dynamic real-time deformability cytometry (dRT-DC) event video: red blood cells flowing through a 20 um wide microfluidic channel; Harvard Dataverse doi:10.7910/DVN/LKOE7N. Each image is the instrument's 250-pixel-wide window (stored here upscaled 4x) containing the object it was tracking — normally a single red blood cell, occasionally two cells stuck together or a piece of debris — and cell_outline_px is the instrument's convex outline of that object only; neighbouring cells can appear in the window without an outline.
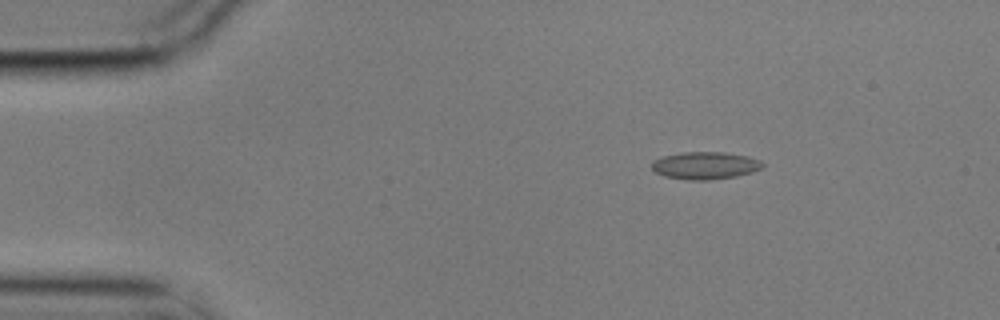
{"species": "common noctule bat (a hibernating species)", "species_latin": "Nyctalus noctula", "temperature_condition": "cold", "stored_images_in_passage": 56, "camera_frame_rate_fps": 3000, "um_per_image_px": 0.085, "animal": {"sex": "male", "body_mass_g": 17.9}, "frame": {"image": 1, "passage_image": 9, "time_ms": 2.667, "image_size_px": [1000, 320], "cell_outline_px": [[764, 164], [760, 168], [752, 172], [736, 176], [708, 180], [688, 180], [664, 176], [656, 172], [652, 168], [652, 160], [664, 156], [684, 152], [724, 152], [748, 156], [760, 160]], "centroid_in_image_um": [59.93, 14.06], "position_along_channel_um": 25.1, "area_um2": 17.63}}
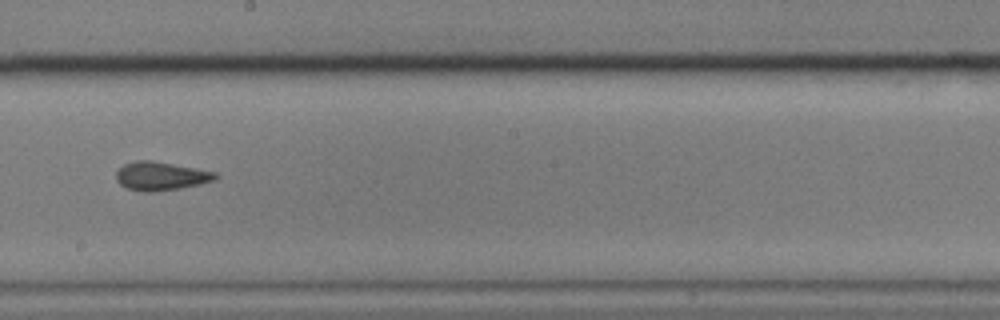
{"frame": {"image": 2, "passage_image": 32, "time_ms": 10.333, "image_size_px": [1000, 320], "cell_outline_px": [[220, 176], [216, 180], [200, 184], [180, 188], [156, 192], [144, 192], [124, 188], [116, 180], [116, 172], [124, 164], [136, 160], [152, 160], [216, 172]], "centroid_in_image_um": [13.67, 14.97], "position_along_channel_um": 234.5, "area_um2": 16.7}}
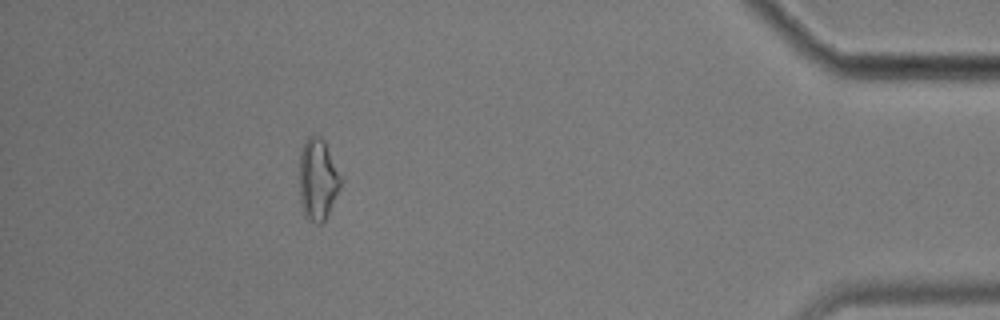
{"frame": {"image": 3, "passage_image": 51, "time_ms": 16.667, "image_size_px": [1000, 320], "cell_outline_px": [[344, 180], [324, 220], [320, 224], [316, 224], [304, 216], [300, 204], [300, 152], [304, 140], [308, 136], [320, 136], [324, 140]], "centroid_in_image_um": [27.02, 15.23], "position_along_channel_um": 408.2, "area_um2": 19.83}, "authors_computed_cell_mechanics": {"area_um2": 16.5886, "velocity_mm_per_s": 3.5589, "shape_relaxation_time_tau1_ms": 3.3578, "shape_relaxation_time_tau2_ms": 2.0769, "deformation_change_tau1": 0.0791, "deformation_change_tau2": 0.0912}}